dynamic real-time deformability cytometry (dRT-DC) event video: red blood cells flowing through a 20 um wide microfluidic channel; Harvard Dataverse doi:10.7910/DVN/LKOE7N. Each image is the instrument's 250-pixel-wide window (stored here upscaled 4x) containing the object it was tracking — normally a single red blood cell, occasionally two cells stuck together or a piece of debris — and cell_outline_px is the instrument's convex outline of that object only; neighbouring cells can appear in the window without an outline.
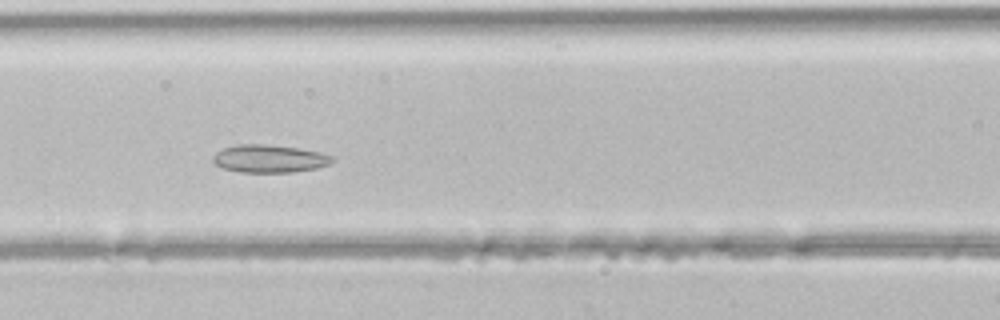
{"species": "common noctule bat (a hibernating species)", "species_latin": "Nyctalus noctula", "temperature_condition": "room temperature", "stored_images_in_passage": 29, "camera_frame_rate_fps": 3000, "um_per_image_px": 0.085, "animal": {"sex": "male", "body_mass_g": 21.5, "forearm_length_mm": 52.0}, "frame": {"image": 1, "passage_image": 11, "time_ms": 3.333, "image_size_px": [1000, 320], "cell_outline_px": [[336, 160], [328, 164], [316, 168], [292, 172], [240, 172], [224, 168], [216, 164], [212, 160], [212, 156], [220, 148], [236, 144], [264, 144], [296, 148], [320, 152], [332, 156]], "centroid_in_image_um": [22.86, 13.48], "position_along_channel_um": 143.7, "area_um2": 19.31}}
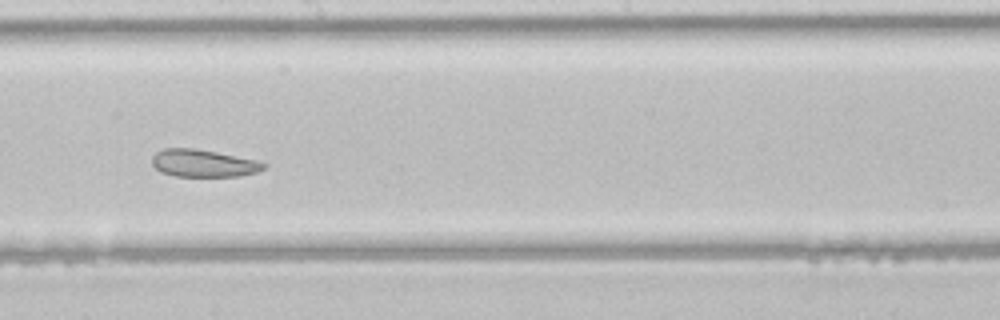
{"frame": {"image": 2, "passage_image": 17, "time_ms": 5.333, "image_size_px": [1000, 320], "cell_outline_px": [[268, 164], [264, 168], [256, 172], [240, 176], [176, 176], [160, 172], [152, 164], [152, 156], [156, 152], [164, 148], [192, 148], [216, 152], [256, 160]], "centroid_in_image_um": [17.26, 13.87], "position_along_channel_um": 230.9, "area_um2": 17.74}}
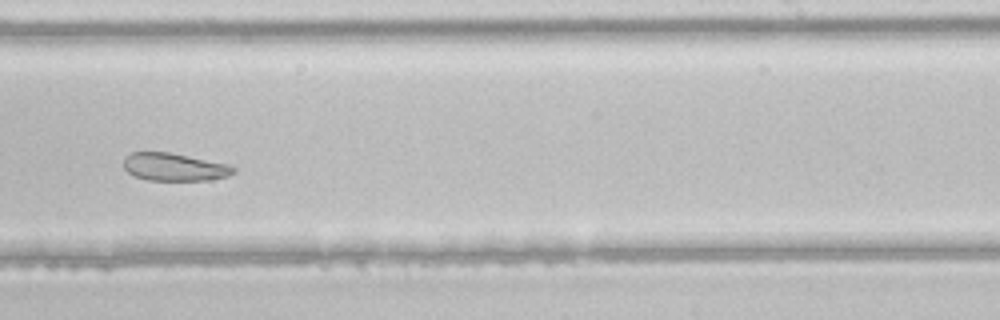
{"frame": {"image": 3, "passage_image": 20, "time_ms": 6.333, "image_size_px": [1000, 320], "cell_outline_px": [[236, 172], [228, 176], [208, 180], [148, 180], [136, 176], [128, 172], [124, 168], [124, 156], [132, 152], [168, 152], [228, 164], [236, 168]], "centroid_in_image_um": [14.82, 14.19], "position_along_channel_um": 274.2, "area_um2": 17.69}}